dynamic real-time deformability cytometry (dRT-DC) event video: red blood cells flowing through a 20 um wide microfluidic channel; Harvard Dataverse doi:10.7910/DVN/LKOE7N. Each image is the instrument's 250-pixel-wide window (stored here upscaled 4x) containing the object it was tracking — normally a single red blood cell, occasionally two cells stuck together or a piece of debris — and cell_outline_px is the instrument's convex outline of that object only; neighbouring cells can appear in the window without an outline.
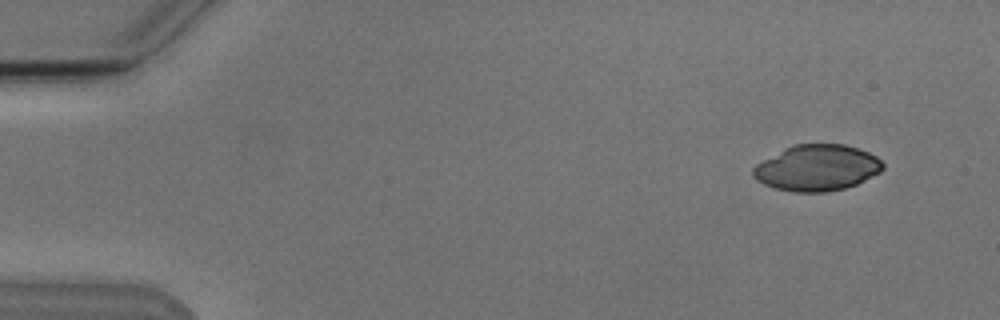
{"species": "Egyptian fruit bat (a non-hibernating species)", "species_latin": "Rousettus aegyptiacus", "temperature_condition": "cold", "stored_images_in_passage": 5, "camera_frame_rate_fps": 3000, "um_per_image_px": 0.085, "animal": {"sex": "male"}, "frame": {"image": 1, "passage_image": 1, "time_ms": 0.0, "image_size_px": [1000, 320], "cell_outline_px": [[884, 168], [880, 172], [856, 184], [844, 188], [824, 192], [796, 192], [776, 188], [764, 184], [756, 180], [752, 176], [752, 168], [756, 164], [784, 148], [792, 144], [844, 144], [860, 148], [876, 156], [884, 164]], "centroid_in_image_um": [69.44, 14.25], "position_along_channel_um": 15.6, "area_um2": 34.85}}